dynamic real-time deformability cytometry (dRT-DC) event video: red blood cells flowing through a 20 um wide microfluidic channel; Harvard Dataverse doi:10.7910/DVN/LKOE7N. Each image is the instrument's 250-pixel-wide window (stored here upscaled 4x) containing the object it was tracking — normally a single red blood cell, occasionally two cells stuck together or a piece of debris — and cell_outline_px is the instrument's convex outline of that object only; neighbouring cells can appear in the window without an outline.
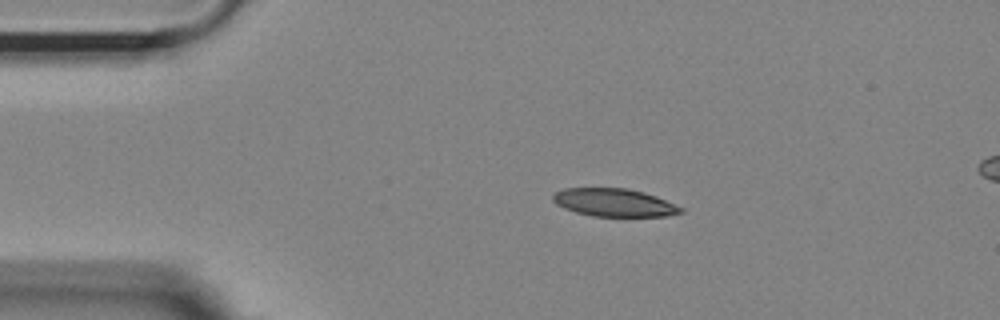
{"species": "Egyptian fruit bat (a non-hibernating species)", "species_latin": "Rousettus aegyptiacus", "temperature_condition": "room temperature", "stored_images_in_passage": 46, "camera_frame_rate_fps": 3000, "um_per_image_px": 0.085, "animal": {"sex": "female"}, "frame": {"image": 1, "passage_image": 9, "time_ms": 2.667, "image_size_px": [1000, 320], "cell_outline_px": [[684, 212], [668, 216], [592, 216], [576, 212], [564, 208], [556, 204], [552, 200], [552, 196], [556, 192], [564, 188], [628, 188], [644, 192], [656, 196], [684, 208]], "centroid_in_image_um": [52.21, 17.22], "position_along_channel_um": 32.8, "area_um2": 20.87}}
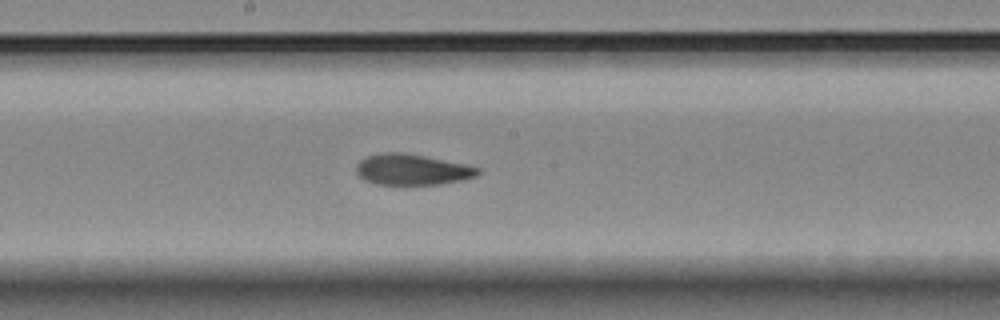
{"frame": {"image": 2, "passage_image": 27, "time_ms": 8.667, "image_size_px": [1000, 320], "cell_outline_px": [[480, 172], [476, 176], [460, 180], [440, 184], [376, 184], [364, 180], [356, 172], [356, 164], [364, 156], [384, 152], [400, 152], [464, 164], [480, 168]], "centroid_in_image_um": [34.97, 14.41], "position_along_channel_um": 213.2, "area_um2": 21.62}}
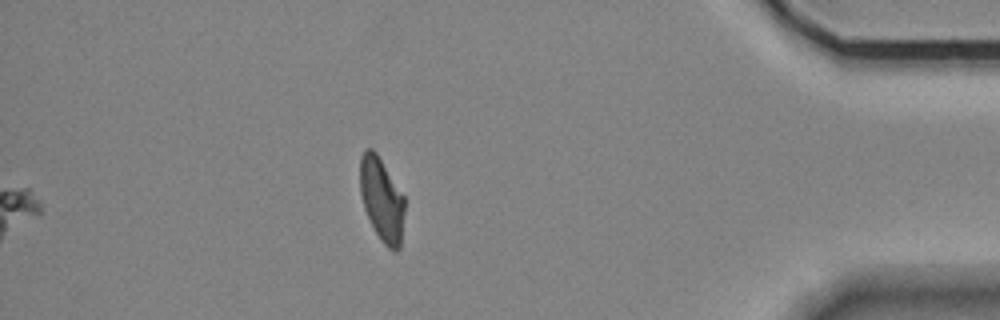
{"frame": {"image": 3, "passage_image": 46, "time_ms": 15.0, "image_size_px": [1000, 320], "cell_outline_px": [[404, 212], [400, 248], [396, 252], [392, 252], [380, 240], [364, 208], [360, 192], [360, 156], [364, 148], [372, 148], [376, 152], [404, 196]], "centroid_in_image_um": [32.44, 16.95], "position_along_channel_um": 402.8, "area_um2": 21.68}, "authors_computed_cell_mechanics": {"area_um2": 21.8484, "velocity_mm_per_s": 3.6701, "shape_relaxation_time_tau1_ms": 6.0926, "shape_relaxation_time_tau2_ms": 2.6564, "deformation_change_tau1": 0.1665, "deformation_change_tau2": 0.0927}}